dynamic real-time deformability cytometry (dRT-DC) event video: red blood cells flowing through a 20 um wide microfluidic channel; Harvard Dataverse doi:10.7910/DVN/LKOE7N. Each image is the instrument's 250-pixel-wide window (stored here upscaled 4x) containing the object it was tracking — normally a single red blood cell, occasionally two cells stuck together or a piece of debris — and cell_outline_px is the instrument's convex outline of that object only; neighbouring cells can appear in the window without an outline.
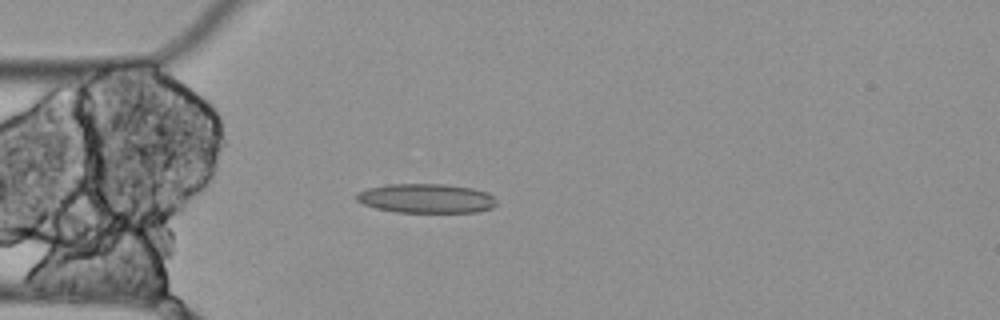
{"species": "Egyptian fruit bat (a non-hibernating species)", "species_latin": "Rousettus aegyptiacus", "temperature_condition": "cold", "stored_images_in_passage": 5, "camera_frame_rate_fps": 3000, "um_per_image_px": 0.085, "animal": {"sex": "female"}, "frame": {"image": 1, "passage_image": 5, "time_ms": 1.333, "image_size_px": [1000, 320], "cell_outline_px": [[496, 204], [492, 208], [476, 212], [396, 212], [376, 208], [364, 204], [356, 200], [356, 192], [368, 188], [388, 184], [444, 184], [472, 188], [488, 192], [496, 200]], "centroid_in_image_um": [36.22, 16.86], "position_along_channel_um": 48.8, "area_um2": 23.93}}